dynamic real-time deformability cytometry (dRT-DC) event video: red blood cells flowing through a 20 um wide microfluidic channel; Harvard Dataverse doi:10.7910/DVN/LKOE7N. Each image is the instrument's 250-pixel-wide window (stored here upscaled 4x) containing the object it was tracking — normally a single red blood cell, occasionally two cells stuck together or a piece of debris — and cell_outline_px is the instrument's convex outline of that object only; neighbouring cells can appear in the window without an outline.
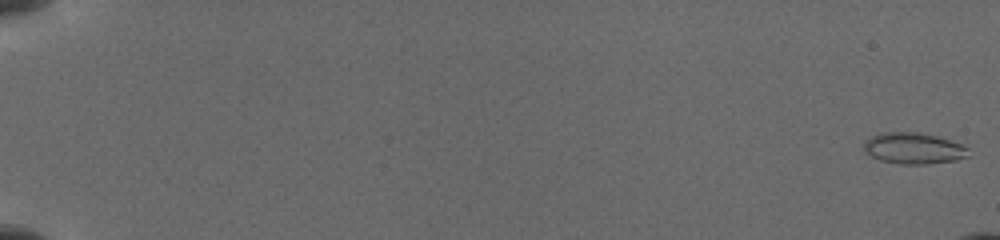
{"species": "common noctule bat (a hibernating species)", "species_latin": "Nyctalus noctula", "temperature_condition": "cold", "stored_images_in_passage": 13, "camera_frame_rate_fps": 3000, "um_per_image_px": 0.085, "animal": {"sex": "female", "body_mass_g": 19.5, "forearm_length_mm": 54.1}, "frame": {"image": 1, "passage_image": 1, "time_ms": 0.0, "image_size_px": [1000, 240], "cell_outline_px": [[972, 156], [956, 160], [928, 164], [900, 164], [880, 160], [864, 152], [864, 140], [880, 132], [924, 132], [960, 144], [968, 148]], "centroid_in_image_um": [77.66, 12.6], "position_along_channel_um": 7.3, "area_um2": 19.25}}